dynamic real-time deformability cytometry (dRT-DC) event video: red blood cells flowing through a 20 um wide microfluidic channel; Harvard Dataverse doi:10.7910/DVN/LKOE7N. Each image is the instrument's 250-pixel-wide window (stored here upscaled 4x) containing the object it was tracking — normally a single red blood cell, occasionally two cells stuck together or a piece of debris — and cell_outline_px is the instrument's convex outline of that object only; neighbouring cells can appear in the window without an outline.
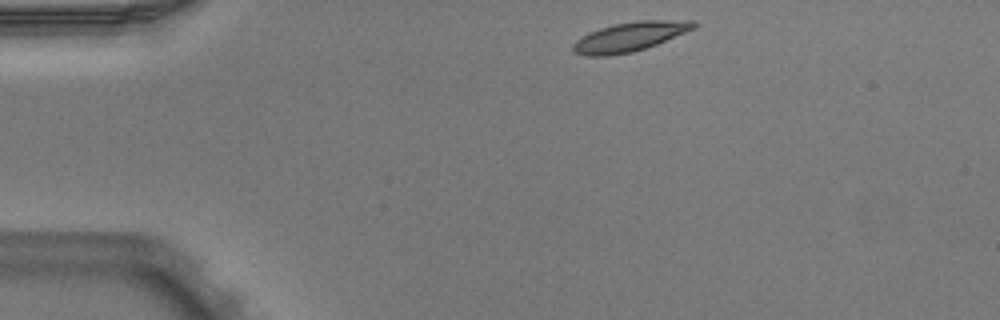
{"species": "Egyptian fruit bat (a non-hibernating species)", "species_latin": "Rousettus aegyptiacus", "temperature_condition": "warm", "stored_images_in_passage": 3, "segment_of_instrument_passage": [1, 2], "camera_frame_rate_fps": 3000, "um_per_image_px": 0.085, "animal": {"sex": "male"}, "frame": {"image": 1, "passage_image": 1, "time_ms": 0.0, "image_size_px": [1000, 320], "cell_outline_px": [[700, 24], [696, 28], [656, 44], [632, 52], [612, 56], [584, 56], [572, 52], [572, 44], [576, 40], [600, 28], [616, 24], [636, 20], [696, 20]], "centroid_in_image_um": [53.57, 3.12], "position_along_channel_um": 31.4, "area_um2": 20.69}}